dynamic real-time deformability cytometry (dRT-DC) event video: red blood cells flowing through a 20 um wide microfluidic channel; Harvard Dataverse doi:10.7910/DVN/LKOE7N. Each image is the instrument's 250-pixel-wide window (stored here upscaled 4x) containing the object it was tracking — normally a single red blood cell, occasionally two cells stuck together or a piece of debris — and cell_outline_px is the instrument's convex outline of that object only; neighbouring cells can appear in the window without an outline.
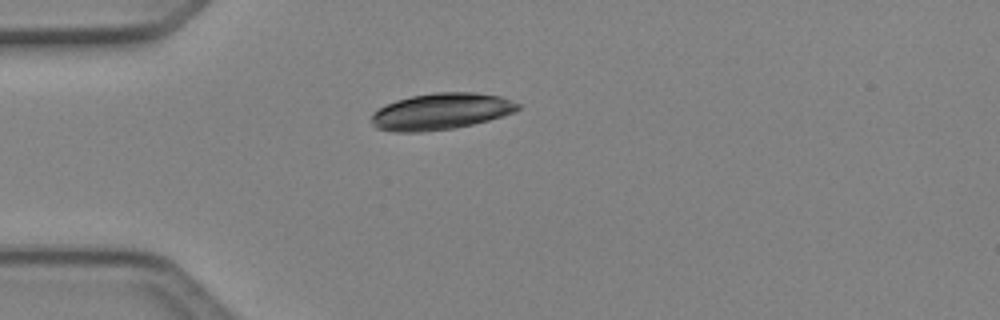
{"species": "Egyptian fruit bat (a non-hibernating species)", "species_latin": "Rousettus aegyptiacus", "temperature_condition": "cold", "stored_images_in_passage": 4, "camera_frame_rate_fps": 3000, "um_per_image_px": 0.085, "animal": {"sex": "female"}, "frame": {"image": 1, "passage_image": 4, "time_ms": 1.0, "image_size_px": [1000, 320], "cell_outline_px": [[520, 108], [516, 112], [488, 120], [472, 124], [452, 128], [420, 132], [392, 132], [376, 128], [372, 124], [372, 112], [384, 104], [396, 100], [412, 96], [436, 92], [476, 92], [504, 96], [520, 104]], "centroid_in_image_um": [37.49, 9.46], "position_along_channel_um": 47.5, "area_um2": 31.39}}